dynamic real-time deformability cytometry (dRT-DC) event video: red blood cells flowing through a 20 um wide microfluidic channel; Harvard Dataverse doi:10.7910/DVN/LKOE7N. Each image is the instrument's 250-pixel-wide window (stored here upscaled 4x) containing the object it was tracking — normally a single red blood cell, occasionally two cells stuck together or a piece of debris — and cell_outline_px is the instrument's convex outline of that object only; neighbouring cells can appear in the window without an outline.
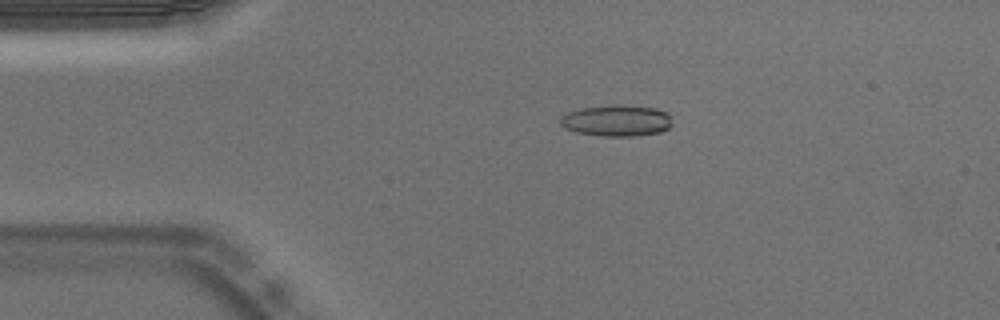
{"species": "Egyptian fruit bat (a non-hibernating species)", "species_latin": "Rousettus aegyptiacus", "temperature_condition": "warm", "stored_images_in_passage": 54, "camera_frame_rate_fps": 3000, "um_per_image_px": 0.085, "animal": {"sex": "male"}, "frame": {"image": 1, "passage_image": 11, "time_ms": 3.333, "image_size_px": [1000, 320], "cell_outline_px": [[672, 124], [668, 128], [660, 132], [636, 136], [600, 136], [576, 132], [564, 128], [560, 124], [560, 120], [568, 112], [580, 108], [612, 104], [656, 108], [668, 112], [672, 116]], "centroid_in_image_um": [52.44, 10.25], "position_along_channel_um": 32.6, "area_um2": 20.63}}
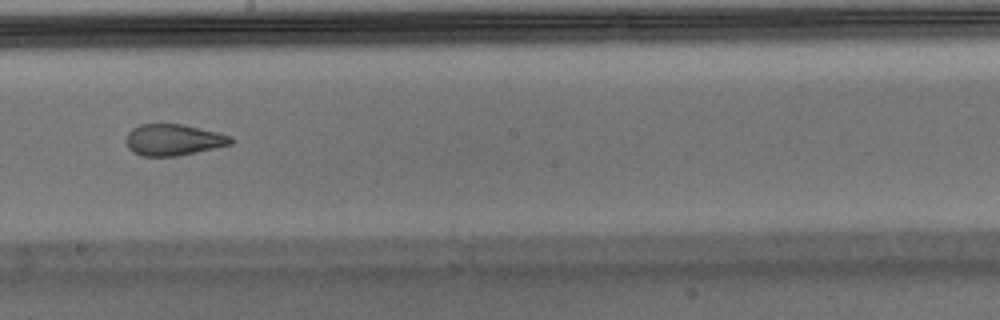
{"frame": {"image": 2, "passage_image": 30, "time_ms": 9.667, "image_size_px": [1000, 320], "cell_outline_px": [[232, 144], [196, 152], [176, 156], [140, 156], [132, 152], [128, 148], [124, 140], [128, 132], [132, 128], [140, 124], [184, 124], [232, 136]], "centroid_in_image_um": [14.69, 11.88], "position_along_channel_um": 233.5, "area_um2": 19.25}}
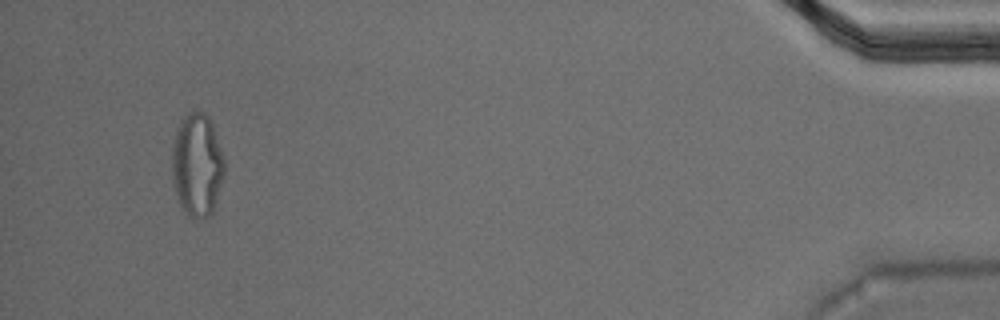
{"frame": {"image": 3, "passage_image": 51, "time_ms": 16.667, "image_size_px": [1000, 320], "cell_outline_px": [[224, 176], [212, 212], [208, 216], [196, 220], [188, 216], [184, 212], [176, 196], [172, 180], [172, 148], [176, 128], [180, 120], [188, 112], [196, 108], [204, 112], [208, 116], [212, 124], [224, 156]], "centroid_in_image_um": [16.74, 13.99], "position_along_channel_um": 418.5, "area_um2": 32.02}, "authors_computed_cell_mechanics": {"area_um2": 20.3167, "velocity_mm_per_s": 3.7511, "shape_relaxation_time_tau1_ms": null, "shape_relaxation_time_tau2_ms": 2.0488, "deformation_change_tau1": null, "deformation_change_tau2": 0.087}}